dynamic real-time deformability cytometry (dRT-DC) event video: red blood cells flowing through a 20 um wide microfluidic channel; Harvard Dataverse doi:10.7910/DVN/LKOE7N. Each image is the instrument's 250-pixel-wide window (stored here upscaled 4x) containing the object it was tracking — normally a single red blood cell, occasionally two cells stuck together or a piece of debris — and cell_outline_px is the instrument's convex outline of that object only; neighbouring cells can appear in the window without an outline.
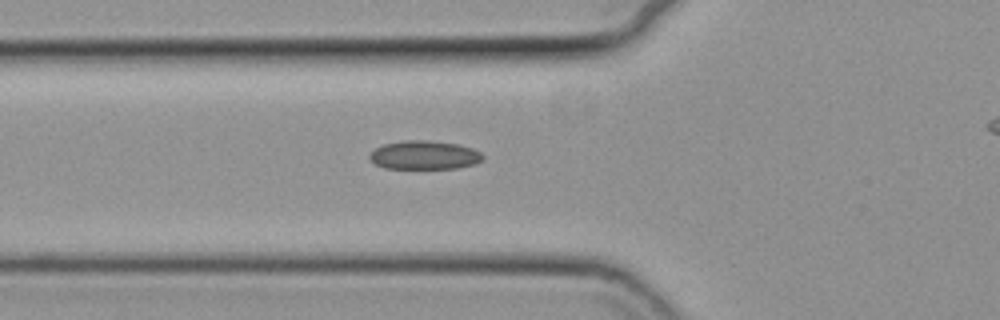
{"species": "common noctule bat (a hibernating species)", "species_latin": "Nyctalus noctula", "temperature_condition": "cold", "stored_images_in_passage": 31, "camera_frame_rate_fps": 3000, "um_per_image_px": 0.085, "animal": {"sex": "female", "body_mass_g": 19.3, "forearm_length_mm": 54.1}, "frame": {"image": 1, "passage_image": 2, "time_ms": 0.333, "image_size_px": [1000, 320], "cell_outline_px": [[484, 156], [476, 164], [456, 168], [384, 168], [376, 164], [368, 156], [376, 148], [384, 144], [404, 140], [428, 140], [456, 144], [472, 148], [480, 152]], "centroid_in_image_um": [36.07, 13.18], "position_along_channel_um": 89.7, "area_um2": 18.73}}
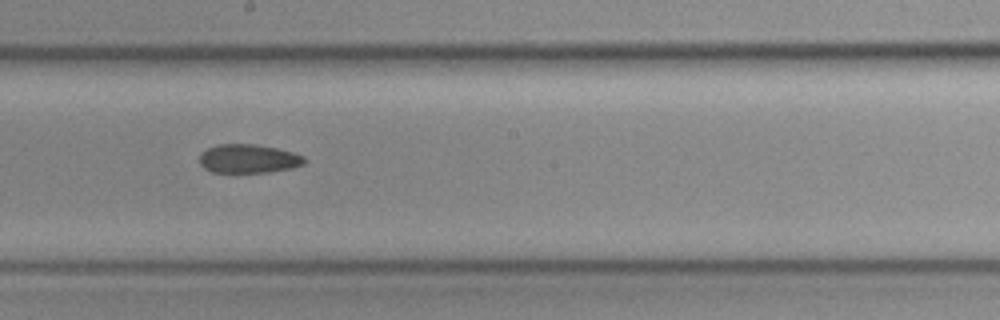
{"frame": {"image": 2, "passage_image": 13, "time_ms": 4.0, "image_size_px": [1000, 320], "cell_outline_px": [[304, 164], [292, 168], [268, 172], [212, 172], [204, 168], [200, 164], [200, 152], [208, 148], [220, 144], [252, 144], [276, 148], [292, 152], [304, 156]], "centroid_in_image_um": [21.1, 13.49], "position_along_channel_um": 227.1, "area_um2": 17.46}}
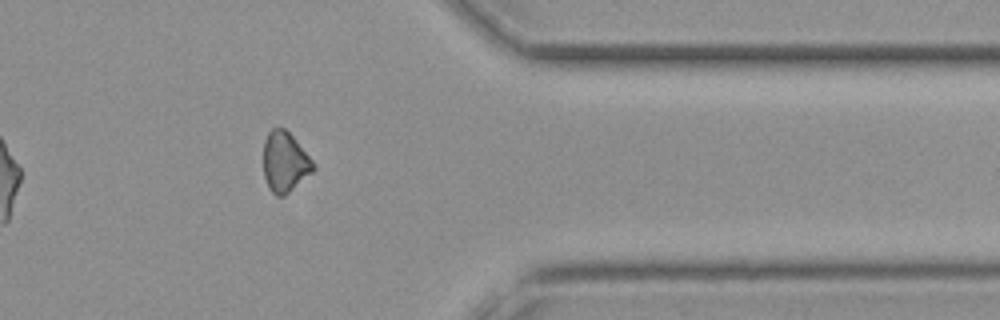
{"frame": {"image": 3, "passage_image": 27, "time_ms": 8.667, "image_size_px": [1000, 320], "cell_outline_px": [[316, 168], [312, 172], [284, 196], [276, 196], [268, 188], [264, 176], [264, 140], [268, 132], [272, 128], [284, 128], [292, 136], [316, 164]], "centroid_in_image_um": [24.21, 13.78], "position_along_channel_um": 387.2, "area_um2": 17.4}}